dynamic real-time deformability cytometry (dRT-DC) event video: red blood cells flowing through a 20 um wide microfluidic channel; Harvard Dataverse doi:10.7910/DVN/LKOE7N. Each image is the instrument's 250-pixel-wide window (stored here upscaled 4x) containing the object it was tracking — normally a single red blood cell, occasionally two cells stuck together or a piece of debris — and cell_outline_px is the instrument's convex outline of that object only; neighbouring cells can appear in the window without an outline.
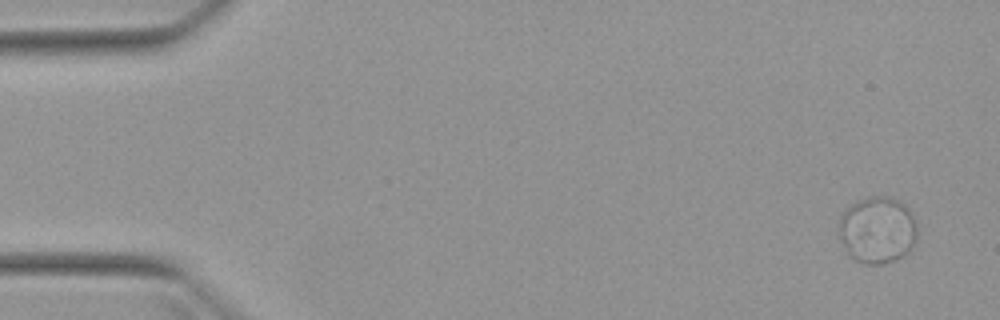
{"species": "Egyptian fruit bat (a non-hibernating species)", "species_latin": "Rousettus aegyptiacus", "temperature_condition": "warm", "stored_images_in_passage": 4, "camera_frame_rate_fps": 3000, "um_per_image_px": 0.085, "animal": {"sex": "female"}, "frame": {"image": 1, "passage_image": 1, "time_ms": 0.0, "image_size_px": [1000, 320], "cell_outline_px": [[916, 236], [908, 252], [904, 256], [896, 260], [880, 264], [864, 264], [856, 260], [848, 252], [840, 236], [840, 216], [856, 200], [868, 196], [888, 196], [904, 204], [912, 212], [916, 224]], "centroid_in_image_um": [74.6, 19.53], "position_along_channel_um": 10.4, "area_um2": 30.23}}
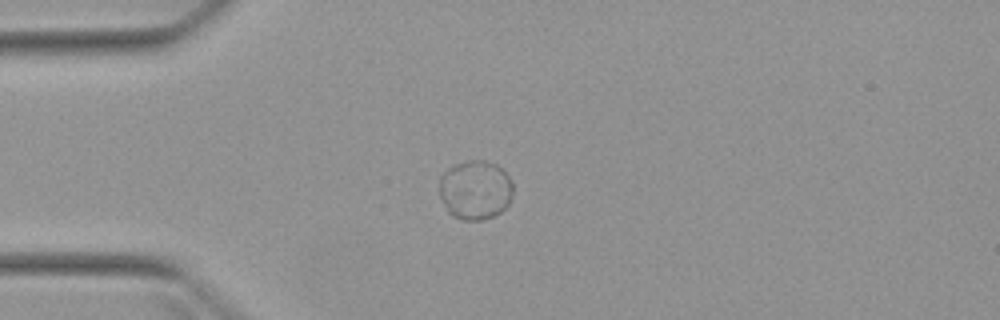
{"frame": {"image": 2, "passage_image": 4, "time_ms": 3.667, "image_size_px": [1000, 320], "cell_outline_px": [[512, 196], [508, 204], [500, 212], [492, 216], [480, 220], [464, 220], [452, 216], [448, 212], [440, 196], [440, 176], [452, 164], [468, 160], [484, 160], [496, 164], [512, 180]], "centroid_in_image_um": [40.38, 16.13], "position_along_channel_um": 44.6, "area_um2": 25.49}}